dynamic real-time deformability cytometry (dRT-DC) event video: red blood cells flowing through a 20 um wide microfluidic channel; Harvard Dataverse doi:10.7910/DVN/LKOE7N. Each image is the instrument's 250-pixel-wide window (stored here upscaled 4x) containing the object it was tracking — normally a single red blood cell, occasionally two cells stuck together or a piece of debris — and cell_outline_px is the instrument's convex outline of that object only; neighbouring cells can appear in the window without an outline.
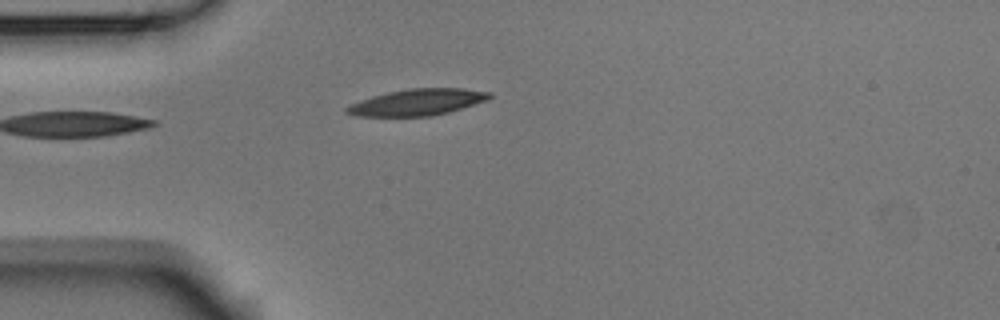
{"species": "Egyptian fruit bat (a non-hibernating species)", "species_latin": "Rousettus aegyptiacus", "temperature_condition": "room temperature", "stored_images_in_passage": 4, "camera_frame_rate_fps": 3000, "um_per_image_px": 0.085, "animal": {"sex": "male"}, "frame": {"image": 1, "passage_image": 2, "time_ms": 0.333, "image_size_px": [1000, 320], "cell_outline_px": [[492, 96], [488, 100], [448, 112], [432, 116], [356, 116], [344, 112], [344, 108], [360, 100], [372, 96], [388, 92], [412, 88], [464, 88], [492, 92]], "centroid_in_image_um": [35.49, 8.68], "position_along_channel_um": 49.5, "area_um2": 21.96}}
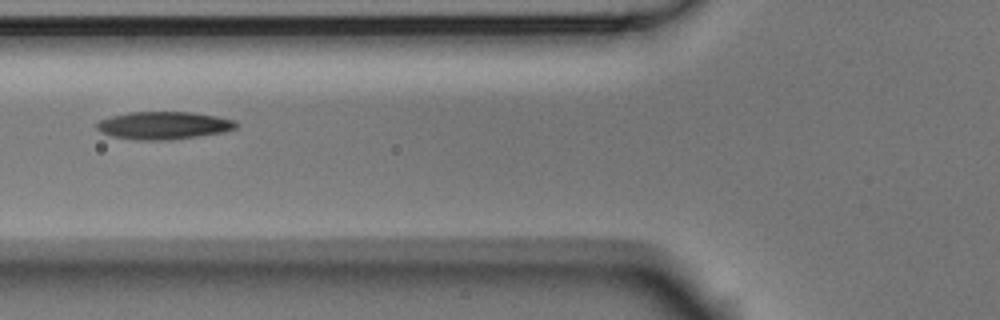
{"frame": {"image": 2, "passage_image": 4, "time_ms": 1.0, "image_size_px": [1000, 320], "cell_outline_px": [[240, 124], [236, 128], [224, 132], [168, 140], [140, 140], [112, 136], [100, 132], [96, 128], [96, 124], [100, 120], [112, 116], [128, 112], [192, 112], [216, 116], [236, 120]], "centroid_in_image_um": [13.93, 10.65], "position_along_channel_um": 111.9, "area_um2": 22.48}}